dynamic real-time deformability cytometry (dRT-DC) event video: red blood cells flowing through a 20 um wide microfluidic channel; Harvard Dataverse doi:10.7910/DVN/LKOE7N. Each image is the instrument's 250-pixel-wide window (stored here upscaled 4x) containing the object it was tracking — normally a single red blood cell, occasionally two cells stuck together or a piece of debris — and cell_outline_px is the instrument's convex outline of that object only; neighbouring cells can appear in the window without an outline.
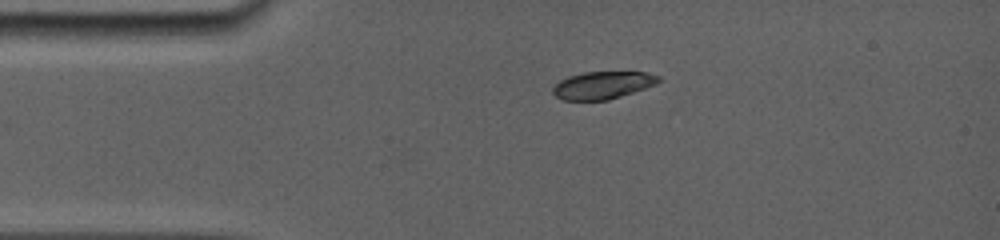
{"species": "common noctule bat (a hibernating species)", "species_latin": "Nyctalus noctula", "temperature_condition": "room temperature", "stored_images_in_passage": 22, "camera_frame_rate_fps": 5000, "um_per_image_px": 0.085, "animal": {"sex": "female", "body_mass_g": 19.0, "forearm_length_mm": 56.7}, "frame": {"image": 1, "passage_image": 1, "time_ms": 0.0, "image_size_px": [1000, 240], "cell_outline_px": [[660, 80], [656, 84], [608, 100], [564, 100], [556, 96], [552, 92], [552, 88], [560, 80], [568, 76], [584, 72], [644, 72], [660, 76]], "centroid_in_image_um": [51.2, 7.23], "position_along_channel_um": 33.8, "area_um2": 16.76}}
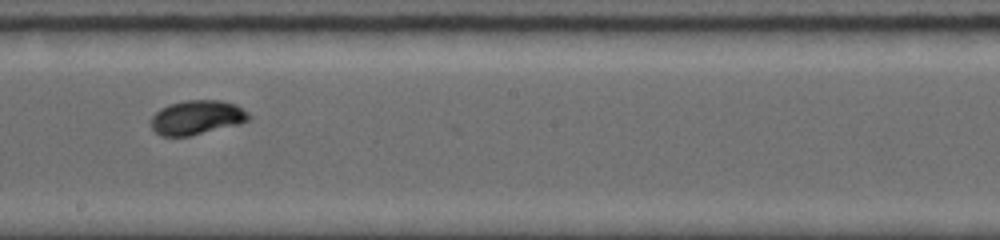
{"frame": {"image": 2, "passage_image": 11, "time_ms": 6.0, "image_size_px": [1000, 240], "cell_outline_px": [[252, 116], [248, 120], [240, 124], [188, 136], [160, 136], [152, 128], [152, 116], [160, 108], [168, 104], [184, 100], [220, 100], [236, 104], [248, 112]], "centroid_in_image_um": [16.75, 9.97], "position_along_channel_um": 231.5, "area_um2": 19.59}}
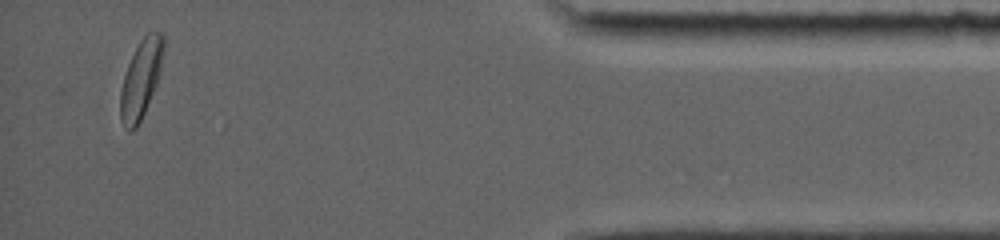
{"frame": {"image": 3, "passage_image": 21, "time_ms": 12.2, "image_size_px": [1000, 240], "cell_outline_px": [[164, 48], [160, 72], [156, 84], [144, 112], [136, 128], [132, 132], [128, 132], [120, 120], [120, 88], [128, 64], [140, 40], [148, 32], [160, 32], [164, 36]], "centroid_in_image_um": [11.97, 6.72], "position_along_channel_um": 423.2, "area_um2": 19.54}, "authors_computed_cell_mechanics": {"area_um2": 19.363, "velocity_mm_per_s": 3.8331, "shape_relaxation_time_tau1_ms": 2.4412, "shape_relaxation_time_tau2_ms": null, "deformation_change_tau1": 0.1305, "deformation_change_tau2": null}}